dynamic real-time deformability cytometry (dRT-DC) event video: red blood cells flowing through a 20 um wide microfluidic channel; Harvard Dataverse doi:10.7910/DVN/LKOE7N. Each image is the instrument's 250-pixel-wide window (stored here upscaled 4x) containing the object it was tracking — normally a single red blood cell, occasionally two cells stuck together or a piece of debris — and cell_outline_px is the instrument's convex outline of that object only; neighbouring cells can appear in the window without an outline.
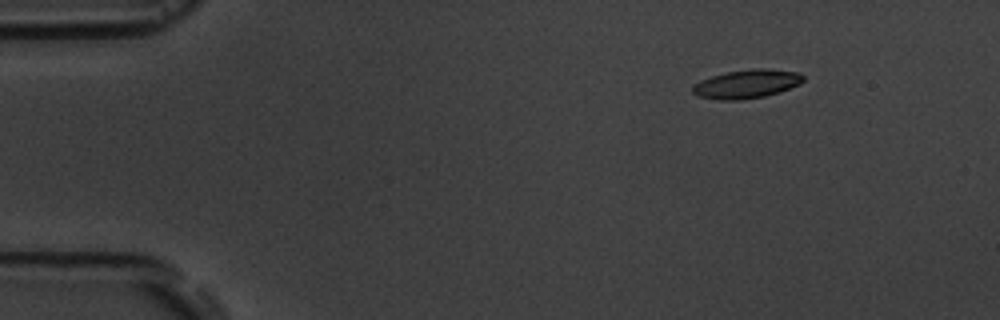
{"species": "common noctule bat (a hibernating species)", "species_latin": "Nyctalus noctula", "temperature_condition": "room temperature", "stored_images_in_passage": 9, "camera_frame_rate_fps": 3000, "um_per_image_px": 0.085, "animal": {"sex": "male", "body_mass_g": 19.5, "forearm_length_mm": 54.6}, "frame": {"image": 1, "passage_image": 2, "time_ms": 1.0, "image_size_px": [1000, 320], "cell_outline_px": [[804, 80], [800, 84], [764, 96], [736, 100], [720, 100], [700, 96], [692, 92], [692, 84], [700, 80], [712, 76], [728, 72], [752, 68], [768, 68], [800, 72], [804, 76]], "centroid_in_image_um": [63.47, 7.11], "position_along_channel_um": 21.5, "area_um2": 18.38}}
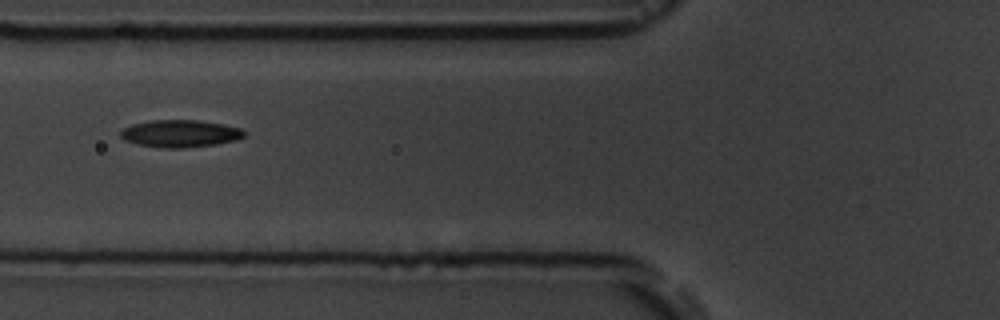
{"frame": {"image": 2, "passage_image": 6, "time_ms": 5.667, "image_size_px": [1000, 320], "cell_outline_px": [[244, 136], [236, 140], [216, 144], [184, 148], [164, 148], [140, 144], [124, 140], [120, 136], [120, 132], [124, 128], [132, 124], [148, 120], [200, 120], [224, 124], [240, 128], [244, 132]], "centroid_in_image_um": [15.31, 11.34], "position_along_channel_um": 110.5, "area_um2": 19.65}}
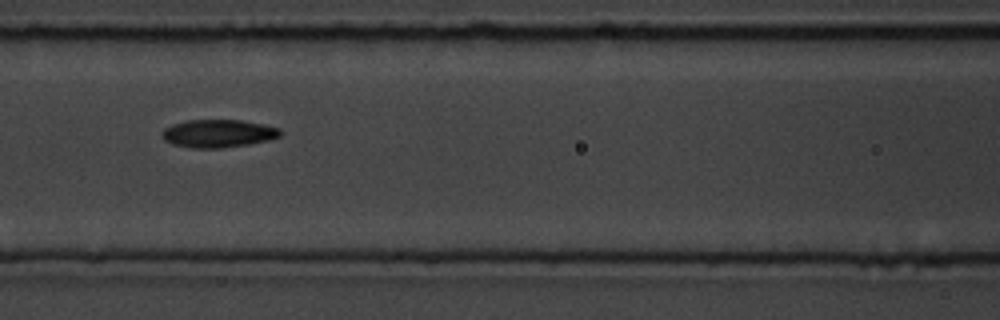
{"frame": {"image": 3, "passage_image": 7, "time_ms": 6.667, "image_size_px": [1000, 320], "cell_outline_px": [[280, 136], [268, 140], [248, 144], [220, 148], [192, 148], [172, 144], [164, 140], [160, 136], [160, 132], [164, 128], [172, 124], [188, 120], [240, 120], [264, 124], [280, 128]], "centroid_in_image_um": [18.5, 11.34], "position_along_channel_um": 148.1, "area_um2": 19.31}}